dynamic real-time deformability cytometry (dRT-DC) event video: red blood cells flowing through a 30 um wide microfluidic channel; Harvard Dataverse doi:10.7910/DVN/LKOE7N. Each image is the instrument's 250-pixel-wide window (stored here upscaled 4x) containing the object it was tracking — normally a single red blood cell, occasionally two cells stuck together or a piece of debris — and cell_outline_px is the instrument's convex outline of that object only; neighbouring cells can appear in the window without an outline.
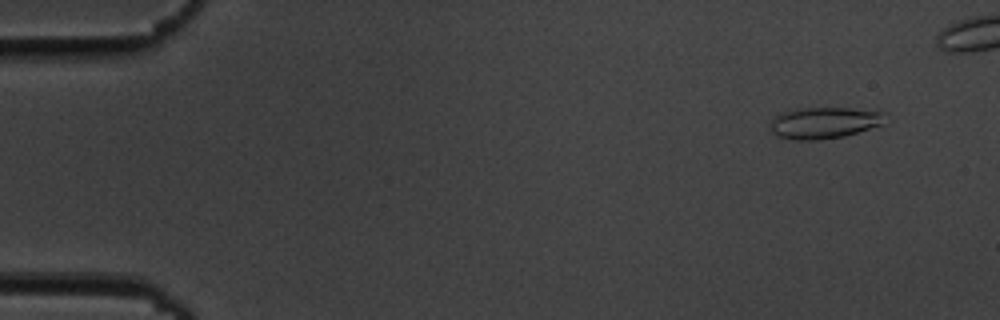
{"species": "common noctule bat (a hibernating species)", "species_latin": "Nyctalus noctula", "temperature_condition": "cold", "stored_images_in_passage": 51, "camera_frame_rate_fps": 3000, "um_per_image_px": 0.085, "animal": {"sex": "male", "body_mass_g": 19.5, "forearm_length_mm": 54.6}, "frame": {"image": 1, "passage_image": 5, "time_ms": 1.333, "image_size_px": [1000, 320], "cell_outline_px": [[888, 112], [880, 124], [844, 136], [816, 140], [796, 140], [780, 136], [772, 132], [772, 120], [776, 116], [784, 112], [804, 108], [848, 108]], "centroid_in_image_um": [70.07, 10.43], "position_along_channel_um": 14.9, "area_um2": 20.46}}
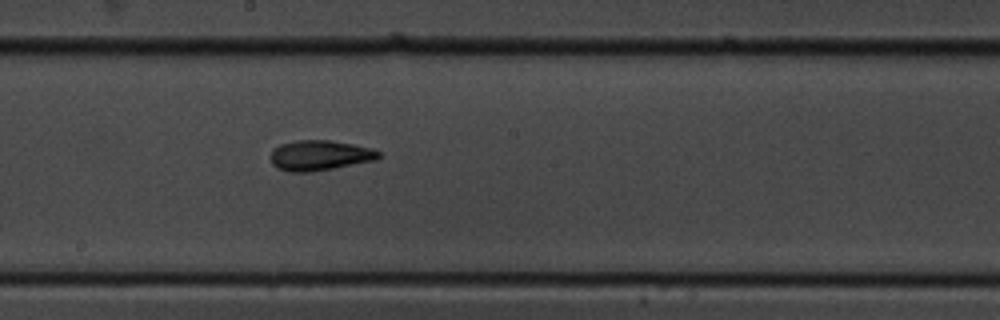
{"frame": {"image": 2, "passage_image": 31, "time_ms": 10.0, "image_size_px": [1000, 320], "cell_outline_px": [[380, 156], [376, 160], [312, 172], [288, 172], [276, 168], [272, 164], [272, 152], [280, 144], [296, 140], [332, 140], [372, 148], [380, 152]], "centroid_in_image_um": [27.18, 13.21], "position_along_channel_um": 221.0, "area_um2": 19.02}}
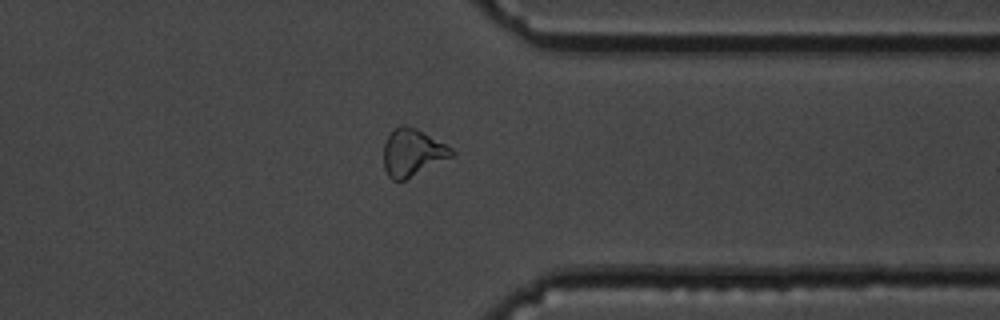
{"frame": {"image": 3, "passage_image": 44, "time_ms": 14.333, "image_size_px": [1000, 320], "cell_outline_px": [[456, 156], [404, 180], [392, 180], [388, 176], [384, 168], [384, 144], [388, 136], [400, 124], [404, 124], [416, 128], [452, 148], [456, 152]], "centroid_in_image_um": [35.09, 12.98], "position_along_channel_um": 376.3, "area_um2": 18.79}, "authors_computed_cell_mechanics": {"area_um2": 18.785, "velocity_mm_per_s": 3.6709, "shape_relaxation_time_tau1_ms": 5.3977, "shape_relaxation_time_tau2_ms": 8.9813, "deformation_change_tau1": 0.1479, "deformation_change_tau2": 0.1779}}